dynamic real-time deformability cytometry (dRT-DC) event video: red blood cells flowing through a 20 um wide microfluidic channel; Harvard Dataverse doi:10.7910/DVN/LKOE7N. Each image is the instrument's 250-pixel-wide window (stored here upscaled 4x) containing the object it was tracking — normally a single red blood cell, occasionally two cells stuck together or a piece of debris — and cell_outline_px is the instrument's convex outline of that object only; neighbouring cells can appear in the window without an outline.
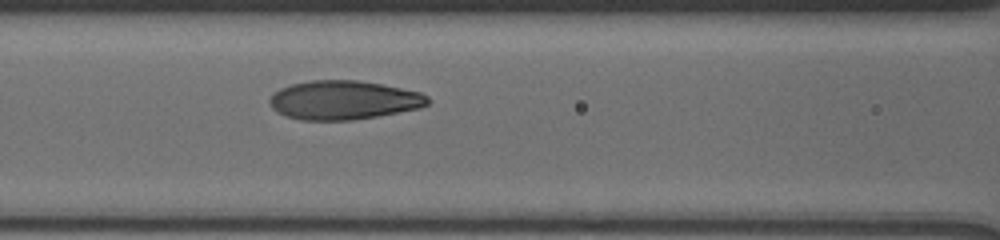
{"species": "human", "species_latin": "Homo sapiens", "temperature_condition": "cold", "stored_images_in_passage": 5, "camera_frame_rate_fps": 3000, "um_per_image_px": 0.085, "donor": {"sex": "male"}, "frame": {"image": 1, "passage_image": 5, "time_ms": 3.0, "image_size_px": [1000, 240], "cell_outline_px": [[428, 104], [420, 108], [376, 116], [352, 120], [300, 120], [284, 116], [276, 112], [272, 108], [268, 100], [272, 92], [280, 88], [292, 84], [312, 80], [360, 80], [420, 92], [428, 96]], "centroid_in_image_um": [29.15, 8.51], "position_along_channel_um": 137.5, "area_um2": 35.95}}